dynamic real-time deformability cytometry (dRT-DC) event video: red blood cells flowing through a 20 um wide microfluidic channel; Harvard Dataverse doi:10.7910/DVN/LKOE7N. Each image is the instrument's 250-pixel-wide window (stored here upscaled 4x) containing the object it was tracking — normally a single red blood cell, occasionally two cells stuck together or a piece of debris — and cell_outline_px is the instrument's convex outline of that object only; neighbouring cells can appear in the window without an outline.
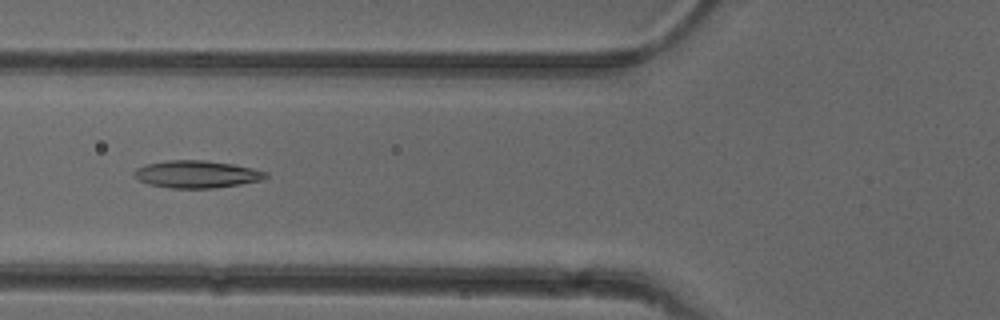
{"species": "common noctule bat (a hibernating species)", "species_latin": "Nyctalus noctula", "temperature_condition": "cold", "stored_images_in_passage": 52, "camera_frame_rate_fps": 3000, "um_per_image_px": 0.085, "animal": {"sex": "female"}, "frame": {"image": 1, "passage_image": 20, "time_ms": 6.333, "image_size_px": [1000, 320], "cell_outline_px": [[268, 176], [264, 180], [240, 184], [212, 188], [172, 188], [148, 184], [132, 176], [132, 172], [136, 168], [144, 164], [168, 160], [204, 160], [232, 164], [252, 168], [268, 172]], "centroid_in_image_um": [16.7, 14.8], "position_along_channel_um": 109.1, "area_um2": 21.1}}
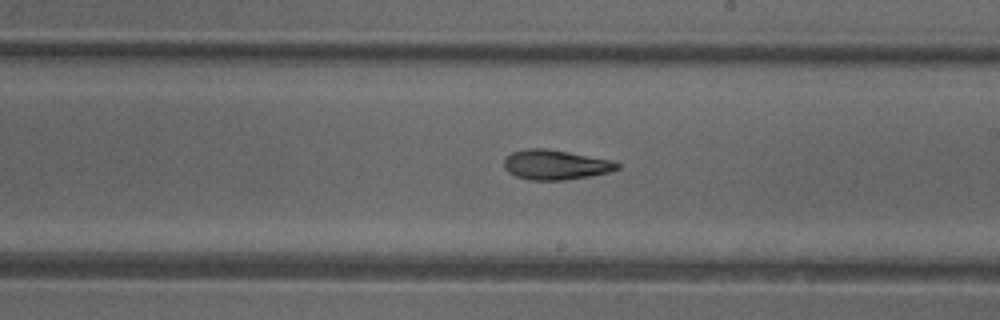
{"frame": {"image": 2, "passage_image": 30, "time_ms": 9.667, "image_size_px": [1000, 320], "cell_outline_px": [[620, 168], [608, 172], [588, 176], [564, 180], [528, 180], [516, 176], [508, 172], [504, 168], [504, 160], [512, 152], [524, 148], [544, 148], [568, 152], [612, 160], [620, 164]], "centroid_in_image_um": [47.19, 14.0], "position_along_channel_um": 241.8, "area_um2": 19.59}}
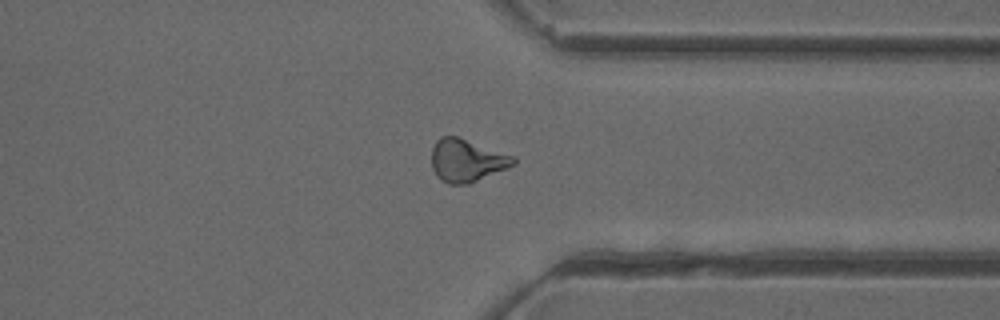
{"frame": {"image": 3, "passage_image": 40, "time_ms": 13.0, "image_size_px": [1000, 320], "cell_outline_px": [[516, 164], [508, 168], [468, 184], [448, 184], [440, 180], [436, 176], [432, 168], [432, 148], [436, 140], [440, 136], [456, 136], [516, 156]], "centroid_in_image_um": [39.68, 13.64], "position_along_channel_um": 371.7, "area_um2": 20.52}, "authors_computed_cell_mechanics": {"area_um2": 21.2126, "velocity_mm_per_s": 3.9621, "shape_relaxation_time_tau1_ms": null, "shape_relaxation_time_tau2_ms": 3.5255, "deformation_change_tau1": null, "deformation_change_tau2": 0.1205}}